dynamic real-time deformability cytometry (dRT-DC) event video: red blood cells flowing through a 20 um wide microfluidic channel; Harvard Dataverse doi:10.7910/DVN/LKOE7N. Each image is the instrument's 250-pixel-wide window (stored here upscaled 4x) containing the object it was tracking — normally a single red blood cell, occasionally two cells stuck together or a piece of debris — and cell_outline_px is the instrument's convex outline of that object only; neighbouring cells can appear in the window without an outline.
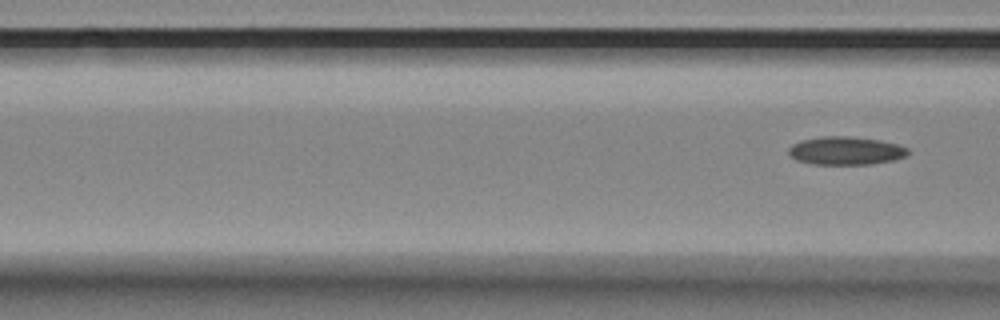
{"species": "Egyptian fruit bat (a non-hibernating species)", "species_latin": "Rousettus aegyptiacus", "temperature_condition": "room temperature", "stored_images_in_passage": 7, "segment_of_instrument_passage": [2, 2], "camera_frame_rate_fps": 3000, "um_per_image_px": 0.085, "animal": {"sex": "female"}, "frame": {"image": 1, "passage_image": 7, "time_ms": 2.0, "image_size_px": [1000, 320], "cell_outline_px": [[908, 156], [892, 160], [872, 164], [812, 164], [796, 160], [788, 152], [788, 148], [792, 144], [800, 140], [820, 136], [848, 136], [880, 140], [896, 144], [908, 148]], "centroid_in_image_um": [71.87, 12.8], "position_along_channel_um": 94.7, "area_um2": 19.65}}